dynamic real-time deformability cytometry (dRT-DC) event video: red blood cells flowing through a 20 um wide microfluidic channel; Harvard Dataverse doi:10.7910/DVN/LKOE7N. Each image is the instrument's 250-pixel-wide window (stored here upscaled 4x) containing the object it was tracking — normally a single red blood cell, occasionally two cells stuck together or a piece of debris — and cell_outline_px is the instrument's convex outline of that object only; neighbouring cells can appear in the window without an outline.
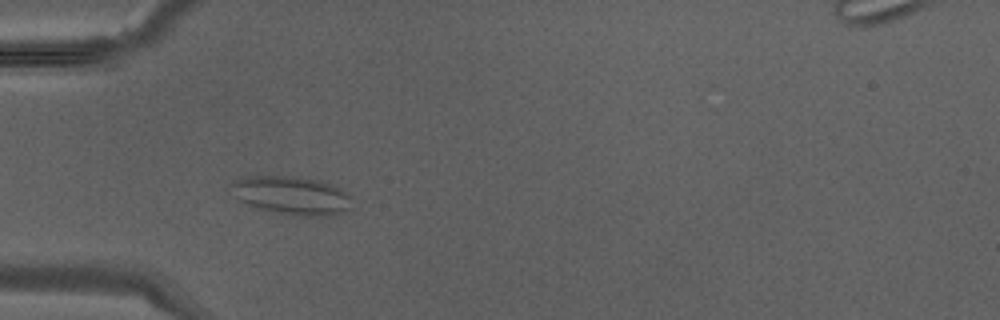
{"species": "Egyptian fruit bat (a non-hibernating species)", "species_latin": "Rousettus aegyptiacus", "temperature_condition": "warm", "stored_images_in_passage": 36, "camera_frame_rate_fps": 3000, "um_per_image_px": 0.085, "animal": {"sex": "male"}, "frame": {"image": 1, "passage_image": 9, "time_ms": 2.667, "image_size_px": [1000, 320], "cell_outline_px": [[352, 208], [348, 212], [332, 216], [296, 216], [260, 208], [248, 204], [232, 196], [232, 184], [236, 180], [244, 176], [288, 176], [320, 180], [332, 184], [340, 188], [348, 196]], "centroid_in_image_um": [24.83, 16.62], "position_along_channel_um": 60.2, "area_um2": 26.99}}
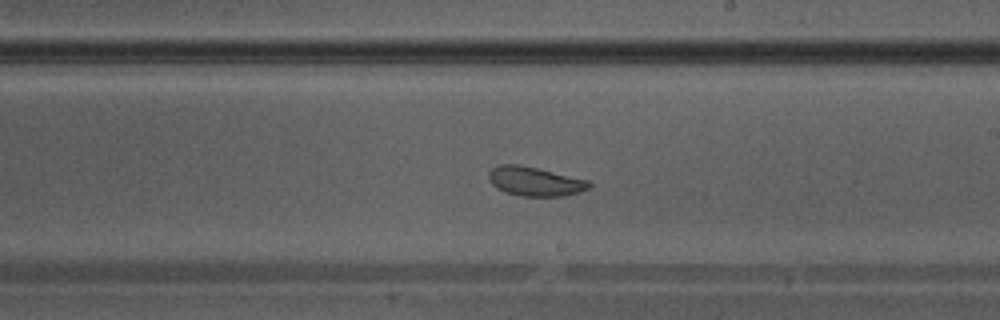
{"frame": {"image": 2, "passage_image": 20, "time_ms": 6.333, "image_size_px": [1000, 320], "cell_outline_px": [[592, 184], [588, 188], [580, 192], [564, 196], [520, 196], [504, 192], [496, 188], [488, 180], [488, 172], [496, 164], [520, 164], [588, 180]], "centroid_in_image_um": [45.42, 15.41], "position_along_channel_um": 243.6, "area_um2": 17.22}}
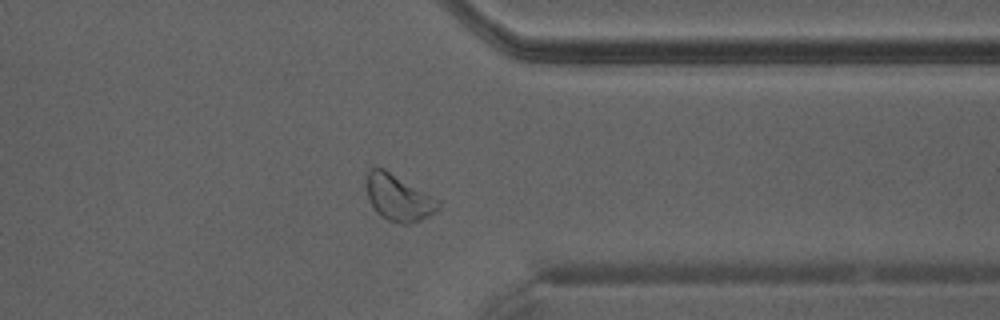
{"frame": {"image": 3, "passage_image": 28, "time_ms": 9.0, "image_size_px": [1000, 320], "cell_outline_px": [[440, 208], [420, 220], [408, 224], [400, 224], [388, 220], [380, 216], [376, 212], [368, 196], [364, 184], [368, 172], [372, 168], [384, 168], [440, 200]], "centroid_in_image_um": [33.85, 16.8], "position_along_channel_um": 377.5, "area_um2": 19.36}}